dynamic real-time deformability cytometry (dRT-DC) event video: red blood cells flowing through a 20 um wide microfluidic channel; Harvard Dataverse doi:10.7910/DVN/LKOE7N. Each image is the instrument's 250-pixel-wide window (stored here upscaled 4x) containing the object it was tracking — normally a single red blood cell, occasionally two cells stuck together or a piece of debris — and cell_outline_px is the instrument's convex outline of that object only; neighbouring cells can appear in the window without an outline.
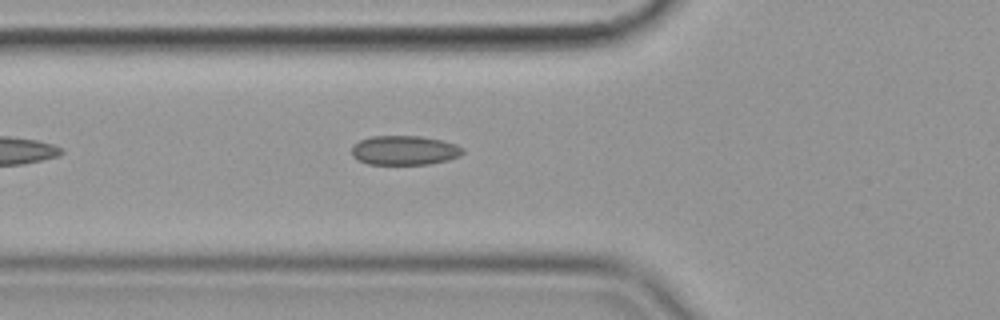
{"species": "common noctule bat (a hibernating species)", "species_latin": "Nyctalus noctula", "temperature_condition": "cold", "stored_images_in_passage": 21, "camera_frame_rate_fps": 3000, "um_per_image_px": 0.085, "animal": {"sex": "female", "body_mass_g": 19.9}, "frame": {"image": 1, "passage_image": 2, "time_ms": 0.333, "image_size_px": [1000, 320], "cell_outline_px": [[464, 152], [460, 156], [448, 160], [428, 164], [368, 164], [356, 160], [352, 156], [352, 144], [360, 140], [372, 136], [420, 136], [444, 140], [456, 144], [464, 148]], "centroid_in_image_um": [34.38, 12.77], "position_along_channel_um": 91.4, "area_um2": 19.25}}
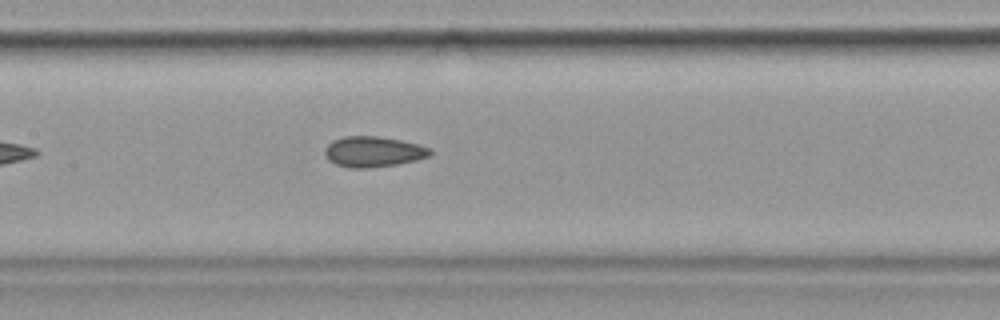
{"frame": {"image": 2, "passage_image": 9, "time_ms": 2.667, "image_size_px": [1000, 320], "cell_outline_px": [[432, 156], [416, 160], [396, 164], [368, 168], [348, 168], [336, 164], [328, 160], [324, 156], [324, 148], [332, 140], [344, 136], [376, 136], [400, 140], [432, 148]], "centroid_in_image_um": [31.71, 12.9], "position_along_channel_um": 175.7, "area_um2": 18.9}}
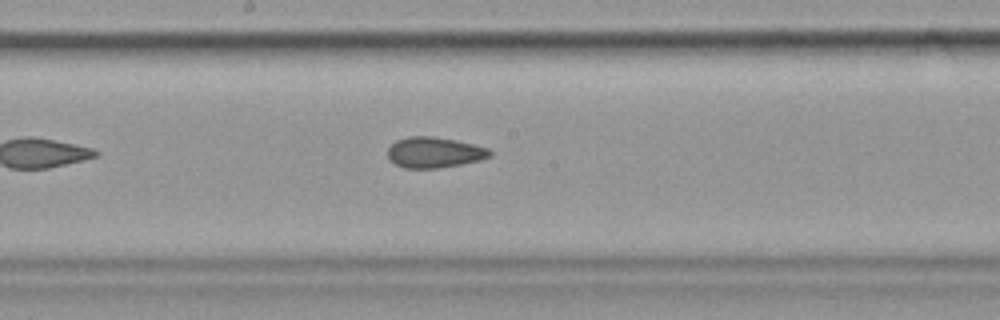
{"frame": {"image": 3, "passage_image": 12, "time_ms": 3.667, "image_size_px": [1000, 320], "cell_outline_px": [[492, 156], [480, 160], [460, 164], [436, 168], [404, 168], [388, 160], [388, 148], [396, 140], [408, 136], [432, 136], [456, 140], [488, 148], [492, 152]], "centroid_in_image_um": [36.9, 12.95], "position_along_channel_um": 211.3, "area_um2": 18.26}}